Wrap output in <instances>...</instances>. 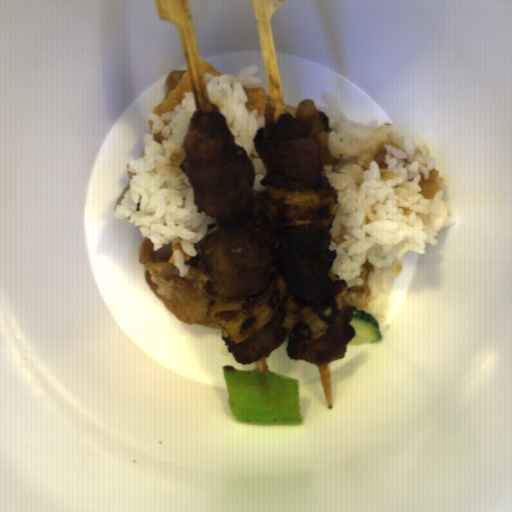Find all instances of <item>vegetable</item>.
Returning <instances> with one entry per match:
<instances>
[{"label":"vegetable","mask_w":512,"mask_h":512,"mask_svg":"<svg viewBox=\"0 0 512 512\" xmlns=\"http://www.w3.org/2000/svg\"><path fill=\"white\" fill-rule=\"evenodd\" d=\"M346 293L345 287L319 306L300 304L278 270L260 294L211 300L206 314L218 324L225 339L238 345L265 328L283 308L286 315L281 325L287 335L303 345H311L329 333Z\"/></svg>","instance_id":"1"},{"label":"vegetable","mask_w":512,"mask_h":512,"mask_svg":"<svg viewBox=\"0 0 512 512\" xmlns=\"http://www.w3.org/2000/svg\"><path fill=\"white\" fill-rule=\"evenodd\" d=\"M237 422L300 425V380L277 372L222 368Z\"/></svg>","instance_id":"2"},{"label":"vegetable","mask_w":512,"mask_h":512,"mask_svg":"<svg viewBox=\"0 0 512 512\" xmlns=\"http://www.w3.org/2000/svg\"><path fill=\"white\" fill-rule=\"evenodd\" d=\"M339 210V195L330 184L316 192L308 187L282 188L268 186L253 197L254 216L265 212L267 228L315 226L331 227Z\"/></svg>","instance_id":"3"}]
</instances>
